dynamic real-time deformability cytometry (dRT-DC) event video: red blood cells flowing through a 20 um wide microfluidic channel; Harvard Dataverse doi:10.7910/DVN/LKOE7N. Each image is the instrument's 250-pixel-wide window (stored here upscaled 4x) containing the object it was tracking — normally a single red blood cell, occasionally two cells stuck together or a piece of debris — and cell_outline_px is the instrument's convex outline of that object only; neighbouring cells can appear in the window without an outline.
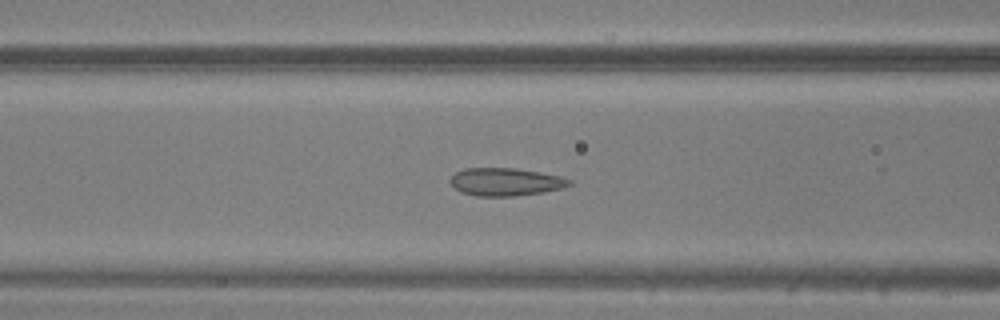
{"species": "common noctule bat (a hibernating species)", "species_latin": "Nyctalus noctula", "temperature_condition": "warm", "stored_images_in_passage": 49, "camera_frame_rate_fps": 3000, "um_per_image_px": 0.085, "animal": {"sex": "male", "body_mass_g": 20.5, "forearm_length_mm": 52.5}, "frame": {"image": 1, "passage_image": 20, "time_ms": 6.333, "image_size_px": [1000, 320], "cell_outline_px": [[572, 184], [564, 188], [544, 192], [516, 196], [476, 196], [460, 192], [448, 180], [456, 172], [464, 168], [516, 168], [540, 172], [560, 176], [572, 180]], "centroid_in_image_um": [42.99, 15.46], "position_along_channel_um": 123.6, "area_um2": 19.48}}
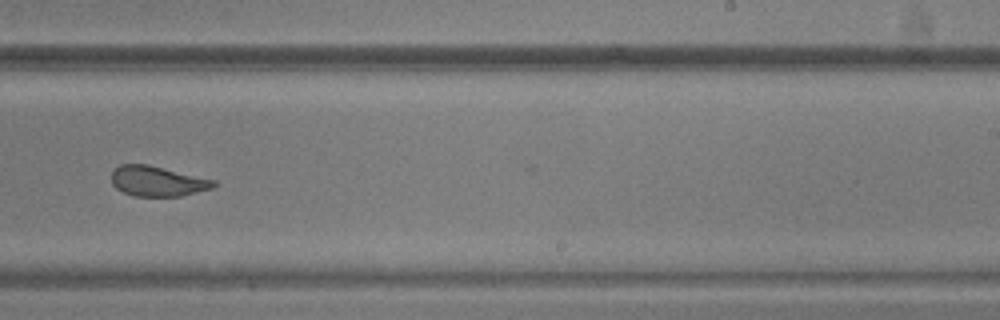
{"frame": {"image": 2, "passage_image": 31, "time_ms": 10.0, "image_size_px": [1000, 320], "cell_outline_px": [[216, 184], [212, 188], [180, 196], [136, 196], [124, 192], [116, 188], [112, 184], [112, 172], [120, 164], [148, 164], [216, 180]], "centroid_in_image_um": [13.38, 15.39], "position_along_channel_um": 275.6, "area_um2": 17.86}}
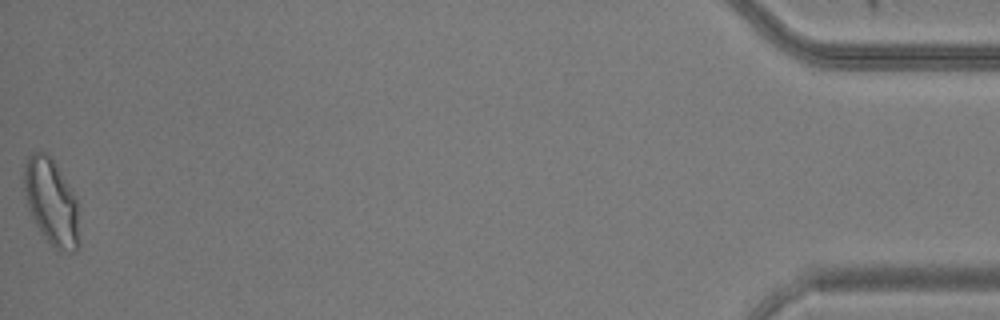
{"frame": {"image": 3, "passage_image": 49, "time_ms": 16.0, "image_size_px": [1000, 320], "cell_outline_px": [[80, 248], [72, 252], [56, 252], [44, 236], [36, 224], [28, 208], [24, 192], [24, 164], [28, 156], [32, 152], [44, 152], [52, 160], [72, 188], [76, 196], [80, 244]], "centroid_in_image_um": [4.39, 17.23], "position_along_channel_um": 430.8, "area_um2": 27.98}}